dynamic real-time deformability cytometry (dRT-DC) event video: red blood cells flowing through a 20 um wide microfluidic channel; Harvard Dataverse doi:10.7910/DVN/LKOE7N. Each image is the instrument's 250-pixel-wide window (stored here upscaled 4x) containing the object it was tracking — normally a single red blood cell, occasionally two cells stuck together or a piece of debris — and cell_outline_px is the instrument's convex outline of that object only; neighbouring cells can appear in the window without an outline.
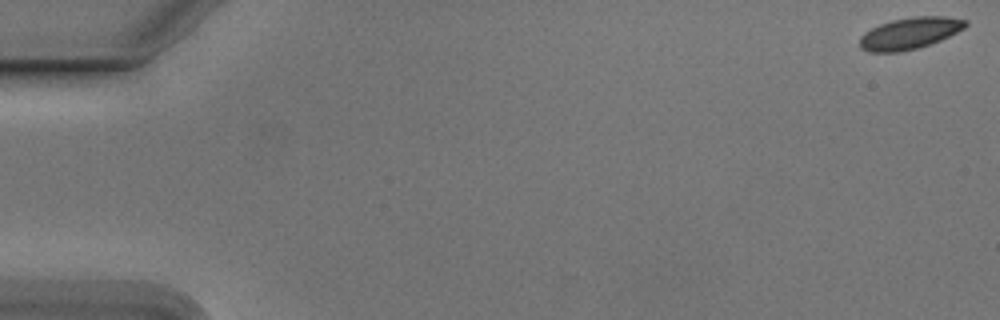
{"species": "Egyptian fruit bat (a non-hibernating species)", "species_latin": "Rousettus aegyptiacus", "temperature_condition": "cold", "stored_images_in_passage": 10, "camera_frame_rate_fps": 3000, "um_per_image_px": 0.085, "animal": {"sex": "male"}, "frame": {"image": 1, "passage_image": 1, "time_ms": 0.0, "image_size_px": [1000, 320], "cell_outline_px": [[968, 24], [964, 28], [940, 40], [916, 48], [900, 52], [868, 52], [860, 48], [860, 36], [864, 32], [880, 24], [892, 20], [916, 16], [944, 16], [968, 20]], "centroid_in_image_um": [77.31, 2.82], "position_along_channel_um": 7.7, "area_um2": 19.36}}